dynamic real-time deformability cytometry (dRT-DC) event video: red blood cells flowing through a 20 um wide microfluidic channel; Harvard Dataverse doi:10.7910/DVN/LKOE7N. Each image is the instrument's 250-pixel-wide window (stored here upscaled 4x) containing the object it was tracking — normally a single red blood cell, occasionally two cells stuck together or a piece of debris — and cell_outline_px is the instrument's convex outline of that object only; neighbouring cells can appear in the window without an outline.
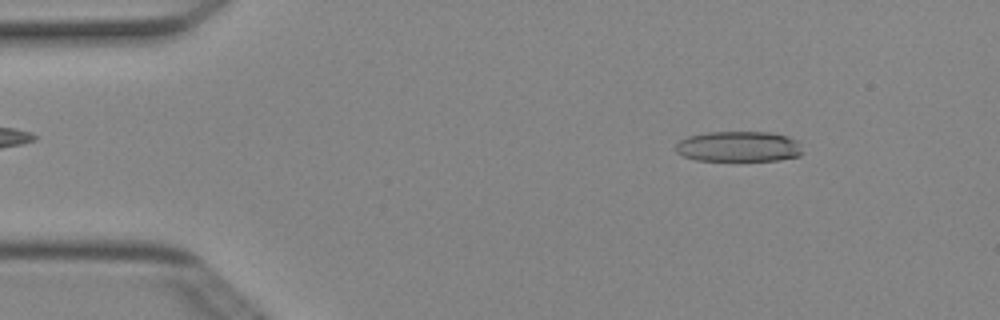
{"species": "Egyptian fruit bat (a non-hibernating species)", "species_latin": "Rousettus aegyptiacus", "temperature_condition": "cold", "stored_images_in_passage": 4, "camera_frame_rate_fps": 3000, "um_per_image_px": 0.085, "animal": {"sex": "female"}, "frame": {"image": 1, "passage_image": 1, "time_ms": 0.0, "image_size_px": [1000, 320], "cell_outline_px": [[804, 152], [800, 156], [780, 160], [696, 160], [684, 156], [676, 152], [676, 144], [680, 140], [688, 136], [708, 132], [772, 132], [788, 136], [796, 140], [800, 144]], "centroid_in_image_um": [62.83, 12.45], "position_along_channel_um": 22.2, "area_um2": 22.66}}